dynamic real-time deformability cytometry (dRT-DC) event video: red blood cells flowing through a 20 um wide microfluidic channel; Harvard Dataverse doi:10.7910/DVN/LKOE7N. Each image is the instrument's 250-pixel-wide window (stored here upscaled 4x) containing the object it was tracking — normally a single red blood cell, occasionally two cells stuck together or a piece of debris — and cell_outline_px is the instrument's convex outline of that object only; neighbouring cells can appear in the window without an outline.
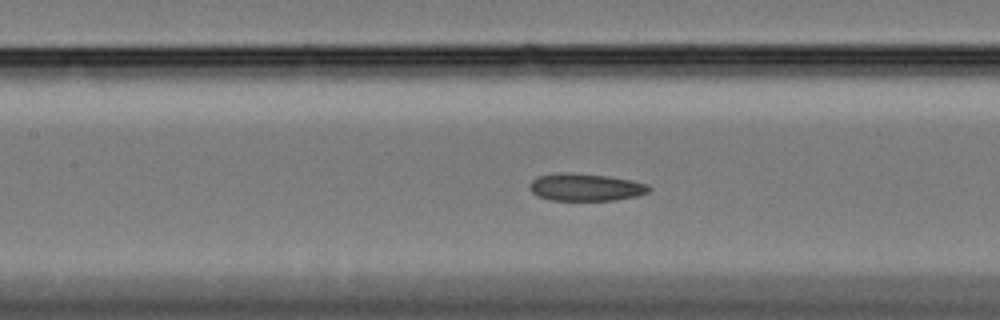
{"species": "Egyptian fruit bat (a non-hibernating species)", "species_latin": "Rousettus aegyptiacus", "temperature_condition": "cold", "stored_images_in_passage": 37, "camera_frame_rate_fps": 3000, "um_per_image_px": 0.085, "animal": {"sex": "female"}, "frame": {"image": 1, "passage_image": 28, "time_ms": 9.0, "image_size_px": [1000, 320], "cell_outline_px": [[652, 188], [648, 192], [636, 196], [616, 200], [552, 200], [536, 196], [528, 188], [532, 180], [536, 176], [560, 172], [572, 172], [608, 176], [632, 180], [648, 184]], "centroid_in_image_um": [49.76, 15.9], "position_along_channel_um": 157.6, "area_um2": 19.31}}
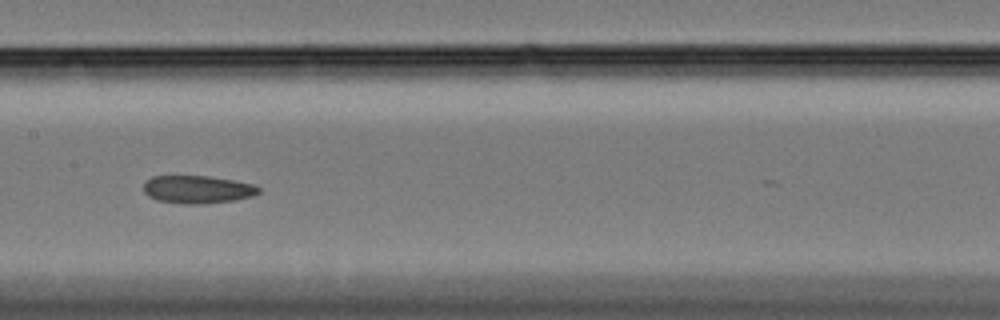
{"frame": {"image": 2, "passage_image": 31, "time_ms": 10.0, "image_size_px": [1000, 320], "cell_outline_px": [[260, 192], [252, 196], [236, 200], [200, 204], [184, 204], [156, 200], [148, 196], [144, 192], [144, 184], [152, 176], [208, 176], [256, 184], [260, 188]], "centroid_in_image_um": [16.81, 16.11], "position_along_channel_um": 190.6, "area_um2": 18.73}}
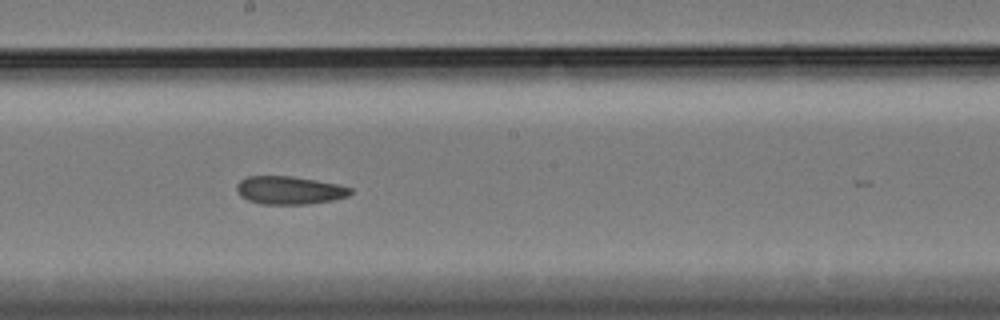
{"frame": {"image": 3, "passage_image": 34, "time_ms": 11.0, "image_size_px": [1000, 320], "cell_outline_px": [[352, 192], [348, 196], [332, 200], [308, 204], [260, 204], [248, 200], [240, 196], [236, 188], [236, 184], [240, 180], [248, 176], [292, 176], [316, 180], [336, 184], [352, 188]], "centroid_in_image_um": [24.57, 16.17], "position_along_channel_um": 223.6, "area_um2": 18.61}}